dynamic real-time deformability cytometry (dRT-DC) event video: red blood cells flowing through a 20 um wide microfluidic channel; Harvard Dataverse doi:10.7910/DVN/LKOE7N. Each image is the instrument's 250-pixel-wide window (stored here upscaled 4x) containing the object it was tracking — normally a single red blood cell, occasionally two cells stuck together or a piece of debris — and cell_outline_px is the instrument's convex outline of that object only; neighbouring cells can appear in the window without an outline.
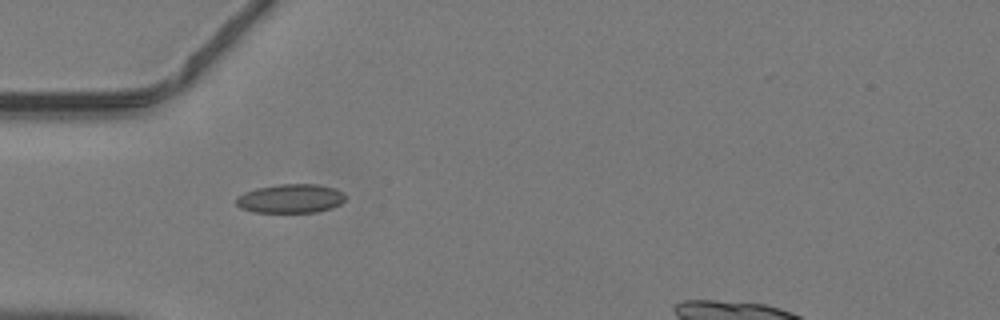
{"species": "common noctule bat (a hibernating species)", "species_latin": "Nyctalus noctula", "temperature_condition": "warm", "stored_images_in_passage": 29, "camera_frame_rate_fps": 3000, "um_per_image_px": 0.085, "animal": {"sex": "male", "body_mass_g": 19.2, "forearm_length_mm": 51.8}, "frame": {"image": 1, "passage_image": 1, "time_ms": 0.0, "image_size_px": [1000, 320], "cell_outline_px": [[348, 196], [340, 204], [332, 208], [316, 212], [256, 212], [240, 208], [236, 204], [236, 196], [244, 192], [256, 188], [276, 184], [316, 184], [336, 188], [344, 192]], "centroid_in_image_um": [24.72, 16.86], "position_along_channel_um": 60.3, "area_um2": 18.67}}
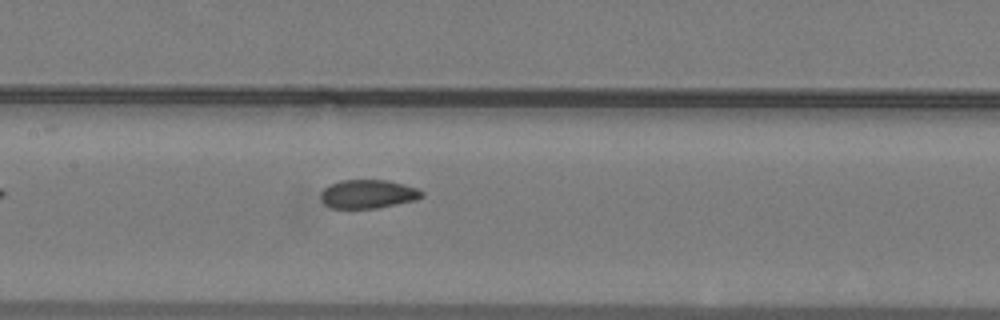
{"frame": {"image": 2, "passage_image": 9, "time_ms": 2.667, "image_size_px": [1000, 320], "cell_outline_px": [[424, 196], [416, 200], [376, 208], [332, 208], [324, 204], [320, 200], [320, 192], [328, 184], [340, 180], [388, 180], [420, 188], [424, 192]], "centroid_in_image_um": [31.28, 16.48], "position_along_channel_um": 176.1, "area_um2": 17.17}}
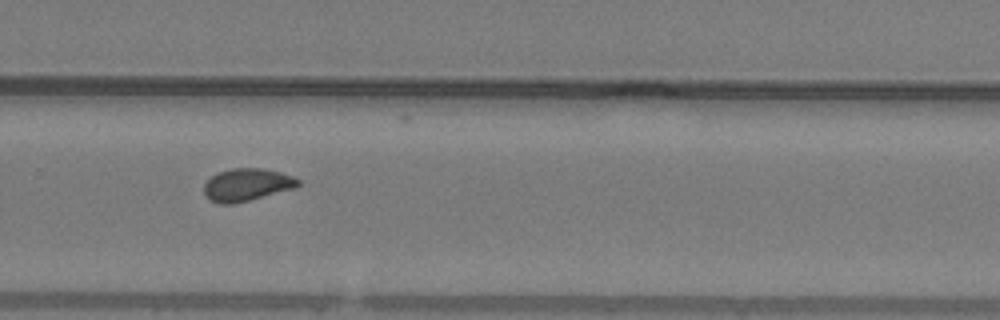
{"frame": {"image": 3, "passage_image": 18, "time_ms": 5.667, "image_size_px": [1000, 320], "cell_outline_px": [[300, 184], [296, 188], [232, 204], [220, 204], [212, 200], [204, 192], [204, 184], [212, 176], [220, 172], [232, 168], [264, 168], [280, 172], [292, 176], [300, 180]], "centroid_in_image_um": [21.02, 15.69], "position_along_channel_um": 308.8, "area_um2": 17.63}}